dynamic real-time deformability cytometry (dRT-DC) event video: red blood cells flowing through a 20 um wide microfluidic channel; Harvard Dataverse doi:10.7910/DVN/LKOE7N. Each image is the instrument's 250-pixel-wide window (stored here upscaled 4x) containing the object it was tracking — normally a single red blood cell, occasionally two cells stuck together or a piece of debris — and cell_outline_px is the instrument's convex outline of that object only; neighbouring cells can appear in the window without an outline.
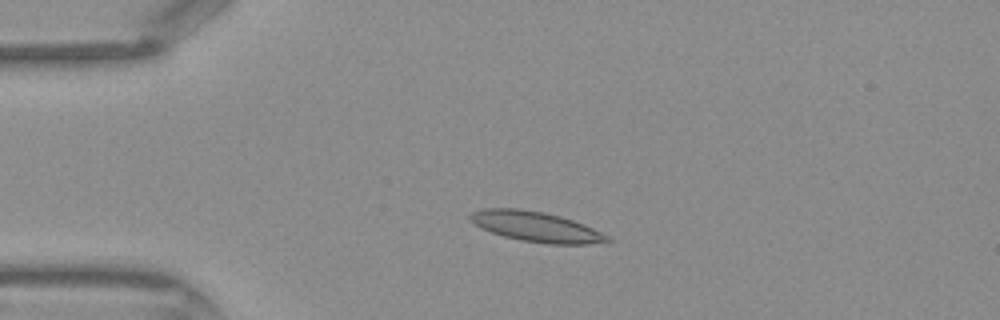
{"species": "Egyptian fruit bat (a non-hibernating species)", "species_latin": "Rousettus aegyptiacus", "temperature_condition": "warm", "stored_images_in_passage": 34, "camera_frame_rate_fps": 3000, "um_per_image_px": 0.085, "frame": {"image": 1, "passage_image": 1, "time_ms": 0.0, "image_size_px": [1000, 320], "cell_outline_px": [[616, 240], [588, 244], [548, 244], [520, 240], [504, 236], [492, 232], [476, 224], [468, 216], [472, 212], [484, 208], [520, 208], [544, 212], [560, 216], [584, 224]], "centroid_in_image_um": [45.59, 19.27], "position_along_channel_um": 39.4, "area_um2": 23.87}}
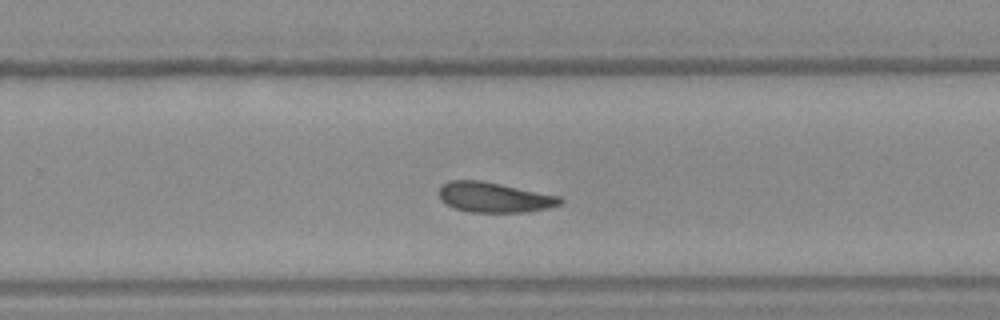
{"frame": {"image": 2, "passage_image": 19, "time_ms": 6.0, "image_size_px": [1000, 320], "cell_outline_px": [[564, 204], [548, 208], [528, 212], [468, 212], [456, 208], [440, 200], [436, 192], [440, 184], [448, 180], [480, 180], [560, 196], [564, 200]], "centroid_in_image_um": [41.98, 16.77], "position_along_channel_um": 287.8, "area_um2": 21.56}}
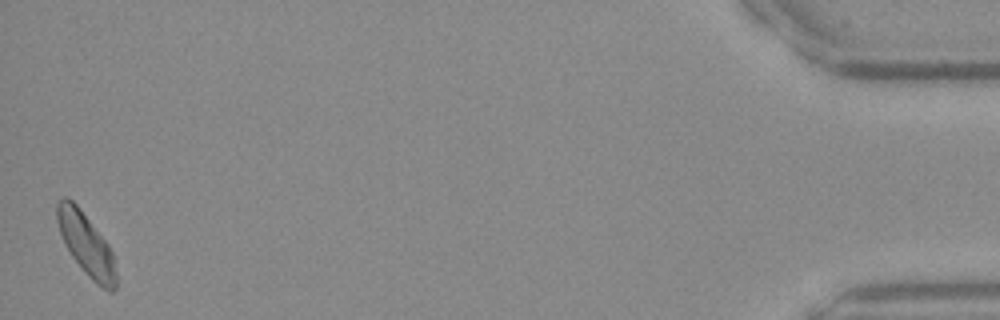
{"frame": {"image": 3, "passage_image": 34, "time_ms": 11.0, "image_size_px": [1000, 320], "cell_outline_px": [[116, 288], [112, 292], [108, 292], [96, 284], [84, 272], [72, 256], [64, 244], [56, 220], [56, 204], [64, 196], [68, 196], [76, 204], [108, 244], [112, 252], [116, 272]], "centroid_in_image_um": [7.32, 20.78], "position_along_channel_um": 427.9, "area_um2": 21.33}}